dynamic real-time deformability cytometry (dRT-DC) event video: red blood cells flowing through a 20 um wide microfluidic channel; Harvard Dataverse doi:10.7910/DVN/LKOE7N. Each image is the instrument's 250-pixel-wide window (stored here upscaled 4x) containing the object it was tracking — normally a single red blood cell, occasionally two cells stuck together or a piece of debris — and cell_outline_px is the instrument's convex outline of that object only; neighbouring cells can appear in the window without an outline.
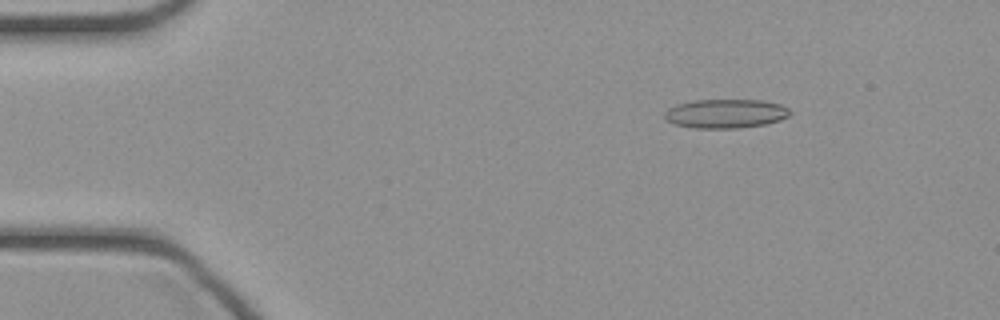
{"species": "common noctule bat (a hibernating species)", "species_latin": "Nyctalus noctula", "temperature_condition": "cold", "stored_images_in_passage": 10, "camera_frame_rate_fps": 3000, "um_per_image_px": 0.085, "animal": {"sex": "female", "body_mass_g": 21.9}, "frame": {"image": 1, "passage_image": 2, "time_ms": 0.333, "image_size_px": [1000, 320], "cell_outline_px": [[792, 112], [788, 116], [780, 120], [764, 124], [736, 128], [692, 128], [676, 124], [668, 120], [664, 116], [664, 112], [668, 108], [676, 104], [696, 100], [764, 100], [780, 104], [788, 108]], "centroid_in_image_um": [61.68, 9.65], "position_along_channel_um": 23.3, "area_um2": 21.15}}
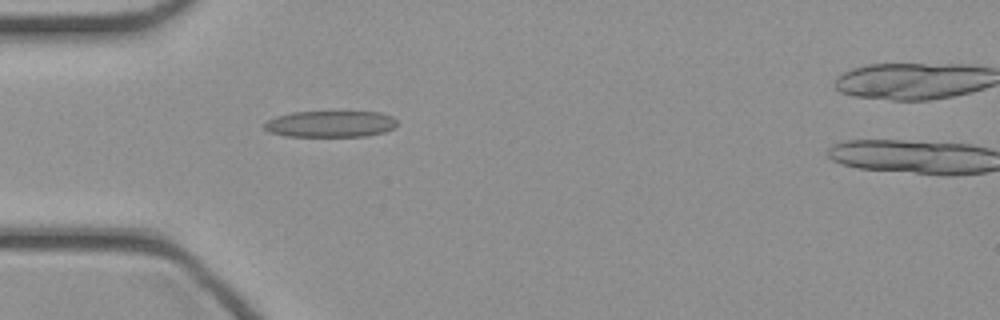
{"frame": {"image": 2, "passage_image": 9, "time_ms": 2.667, "image_size_px": [1000, 320], "cell_outline_px": [[396, 128], [384, 132], [368, 136], [284, 136], [268, 132], [264, 128], [264, 124], [268, 120], [276, 116], [292, 112], [380, 112], [392, 116], [396, 120]], "centroid_in_image_um": [28.09, 10.54], "position_along_channel_um": 56.9, "area_um2": 20.52}}